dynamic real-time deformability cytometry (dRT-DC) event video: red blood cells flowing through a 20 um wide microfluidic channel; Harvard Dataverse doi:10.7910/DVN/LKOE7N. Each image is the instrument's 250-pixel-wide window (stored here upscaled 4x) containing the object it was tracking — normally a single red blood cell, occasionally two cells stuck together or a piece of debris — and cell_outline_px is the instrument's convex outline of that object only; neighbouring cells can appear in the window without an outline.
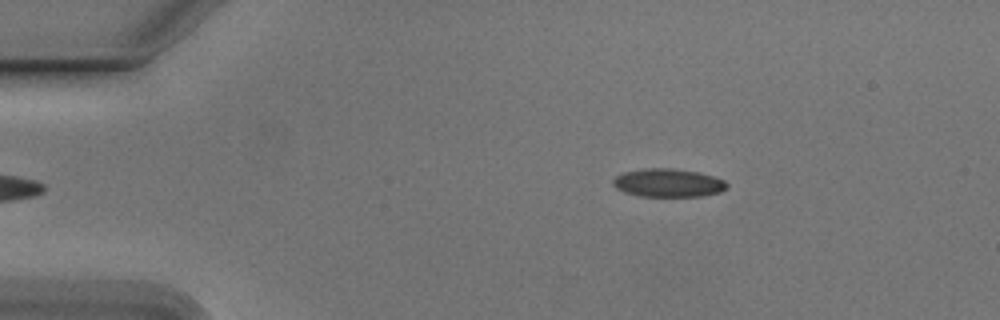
{"species": "Egyptian fruit bat (a non-hibernating species)", "species_latin": "Rousettus aegyptiacus", "temperature_condition": "cold", "stored_images_in_passage": 47, "camera_frame_rate_fps": 3000, "um_per_image_px": 0.085, "animal": {"sex": "male"}, "frame": {"image": 1, "passage_image": 2, "time_ms": 0.333, "image_size_px": [1000, 320], "cell_outline_px": [[728, 188], [720, 192], [704, 196], [640, 196], [624, 192], [616, 188], [612, 184], [612, 180], [616, 176], [624, 172], [644, 168], [672, 168], [700, 172], [716, 176], [724, 180], [728, 184]], "centroid_in_image_um": [56.82, 15.54], "position_along_channel_um": 28.2, "area_um2": 19.02}}
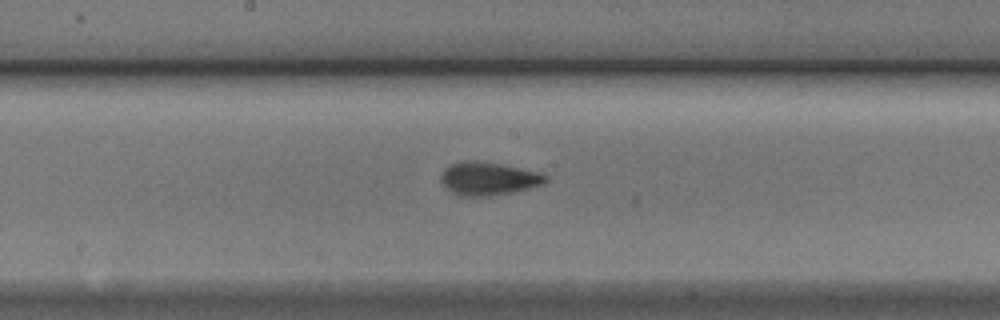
{"frame": {"image": 2, "passage_image": 21, "time_ms": 6.667, "image_size_px": [1000, 320], "cell_outline_px": [[548, 180], [544, 184], [512, 192], [488, 196], [460, 196], [452, 192], [440, 180], [440, 176], [444, 168], [448, 164], [460, 160], [472, 160], [500, 164], [520, 168], [536, 172], [548, 176]], "centroid_in_image_um": [41.47, 15.17], "position_along_channel_um": 206.7, "area_um2": 20.17}}
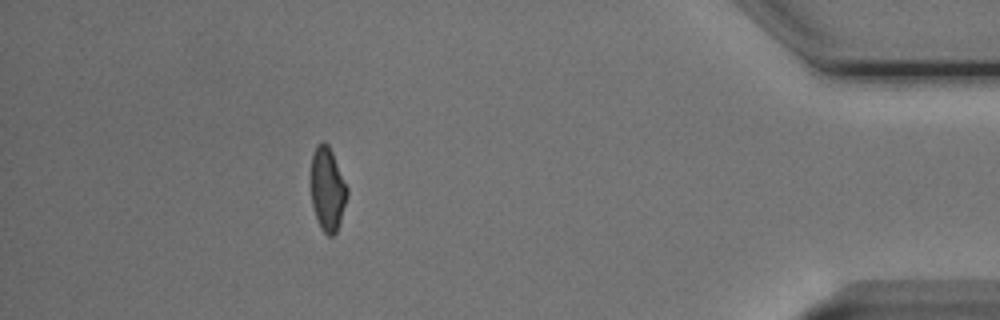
{"frame": {"image": 3, "passage_image": 41, "time_ms": 13.333, "image_size_px": [1000, 320], "cell_outline_px": [[348, 196], [340, 224], [336, 232], [332, 236], [328, 236], [324, 232], [312, 208], [312, 152], [316, 144], [324, 140], [328, 144], [332, 152], [348, 188]], "centroid_in_image_um": [27.86, 16.06], "position_along_channel_um": 407.3, "area_um2": 17.63}, "authors_computed_cell_mechanics": {"area_um2": 19.0162, "velocity_mm_per_s": 3.7932, "shape_relaxation_time_tau1_ms": 2.8851, "shape_relaxation_time_tau2_ms": 1.9591, "deformation_change_tau1": 0.1043, "deformation_change_tau2": 0.0675}}